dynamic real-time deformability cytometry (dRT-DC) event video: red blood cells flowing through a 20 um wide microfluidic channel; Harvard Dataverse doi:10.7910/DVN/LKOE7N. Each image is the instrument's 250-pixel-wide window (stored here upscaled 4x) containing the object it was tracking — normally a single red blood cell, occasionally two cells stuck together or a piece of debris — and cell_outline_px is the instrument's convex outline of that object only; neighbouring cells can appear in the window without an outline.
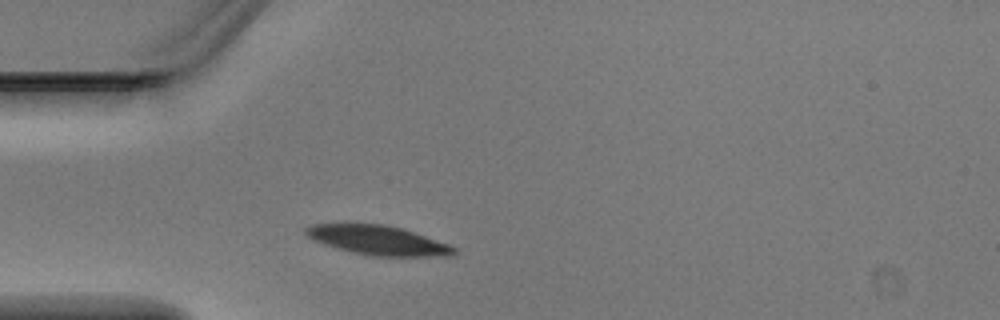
{"species": "Egyptian fruit bat (a non-hibernating species)", "species_latin": "Rousettus aegyptiacus", "temperature_condition": "warm", "stored_images_in_passage": 1, "camera_frame_rate_fps": 3000, "um_per_image_px": 0.085, "animal": {"sex": "male"}, "frame": {"image": 1, "passage_image": 1, "time_ms": 0.0, "image_size_px": [1000, 320], "cell_outline_px": [[456, 252], [452, 256], [372, 256], [352, 252], [336, 248], [312, 240], [304, 236], [304, 228], [312, 224], [344, 220], [348, 220], [384, 224], [400, 228], [448, 244], [456, 248]], "centroid_in_image_um": [31.96, 20.36], "position_along_channel_um": 53.0, "area_um2": 26.3}}